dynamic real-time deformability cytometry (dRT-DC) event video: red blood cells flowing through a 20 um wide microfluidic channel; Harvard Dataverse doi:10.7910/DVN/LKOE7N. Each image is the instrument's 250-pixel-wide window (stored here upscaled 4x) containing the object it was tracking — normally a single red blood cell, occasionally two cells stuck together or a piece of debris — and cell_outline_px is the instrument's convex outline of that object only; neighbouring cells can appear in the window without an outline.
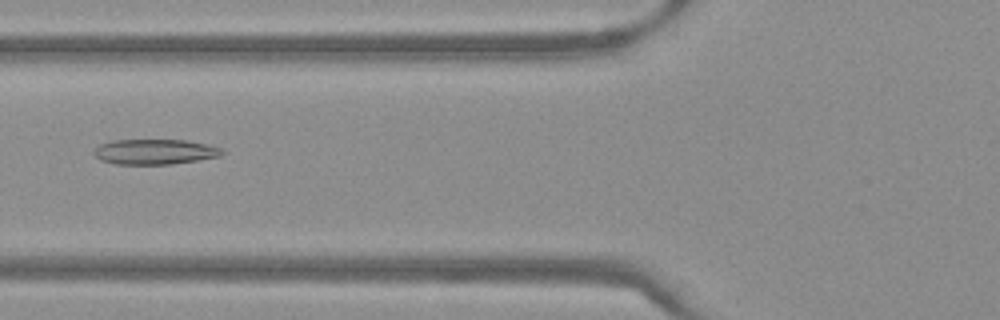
{"species": "Egyptian fruit bat (a non-hibernating species)", "species_latin": "Rousettus aegyptiacus", "temperature_condition": "warm", "stored_images_in_passage": 40, "camera_frame_rate_fps": 3000, "um_per_image_px": 0.085, "frame": {"image": 1, "passage_image": 10, "time_ms": 3.0, "image_size_px": [1000, 320], "cell_outline_px": [[224, 152], [220, 156], [172, 164], [116, 164], [100, 160], [92, 152], [92, 148], [100, 144], [112, 140], [188, 140], [208, 144], [224, 148]], "centroid_in_image_um": [13.15, 12.89], "position_along_channel_um": 112.7, "area_um2": 19.02}}
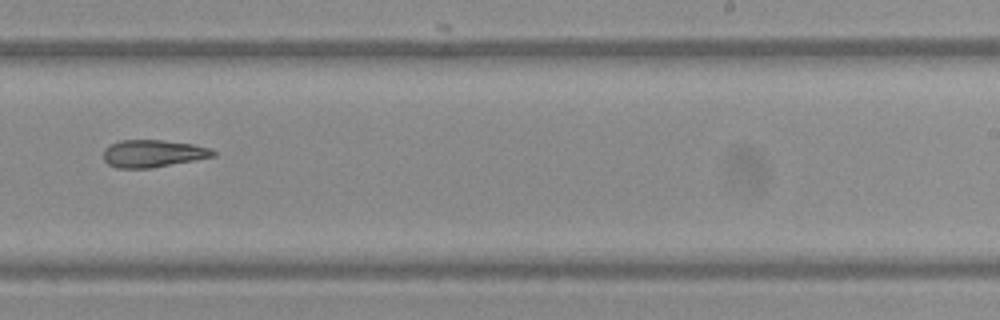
{"frame": {"image": 2, "passage_image": 22, "time_ms": 7.0, "image_size_px": [1000, 320], "cell_outline_px": [[216, 156], [152, 168], [116, 168], [108, 164], [104, 160], [104, 148], [120, 140], [164, 140], [192, 144], [212, 148], [216, 152]], "centroid_in_image_um": [13.02, 13.05], "position_along_channel_um": 276.0, "area_um2": 17.57}}
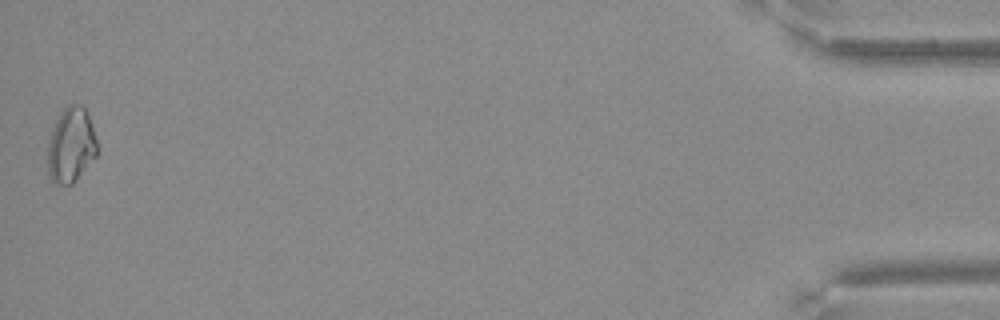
{"frame": {"image": 3, "passage_image": 40, "time_ms": 13.0, "image_size_px": [1000, 320], "cell_outline_px": [[96, 156], [72, 184], [56, 184], [48, 176], [48, 144], [56, 120], [60, 112], [68, 104], [80, 104], [84, 108], [92, 124], [96, 140]], "centroid_in_image_um": [6.03, 12.34], "position_along_channel_um": 429.2, "area_um2": 21.33}}